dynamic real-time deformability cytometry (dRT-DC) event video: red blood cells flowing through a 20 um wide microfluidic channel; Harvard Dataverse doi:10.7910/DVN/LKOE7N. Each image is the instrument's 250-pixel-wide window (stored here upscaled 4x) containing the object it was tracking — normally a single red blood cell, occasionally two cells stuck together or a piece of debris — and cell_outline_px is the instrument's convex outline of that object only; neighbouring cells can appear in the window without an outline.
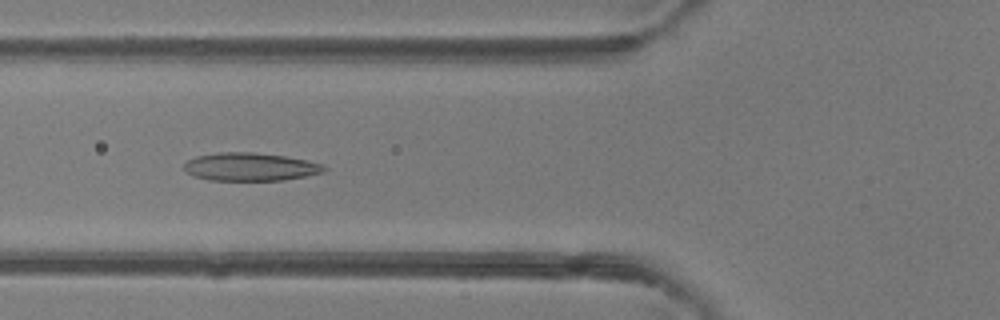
{"species": "common noctule bat (a hibernating species)", "species_latin": "Nyctalus noctula", "temperature_condition": "room temperature", "stored_images_in_passage": 48, "camera_frame_rate_fps": 3000, "um_per_image_px": 0.085, "animal": {"sex": "female"}, "frame": {"image": 1, "passage_image": 18, "time_ms": 5.667, "image_size_px": [1000, 320], "cell_outline_px": [[328, 168], [324, 172], [284, 180], [208, 180], [192, 176], [184, 168], [184, 164], [188, 160], [196, 156], [220, 152], [256, 152], [284, 156], [308, 160], [324, 164]], "centroid_in_image_um": [21.29, 14.17], "position_along_channel_um": 104.5, "area_um2": 23.0}}
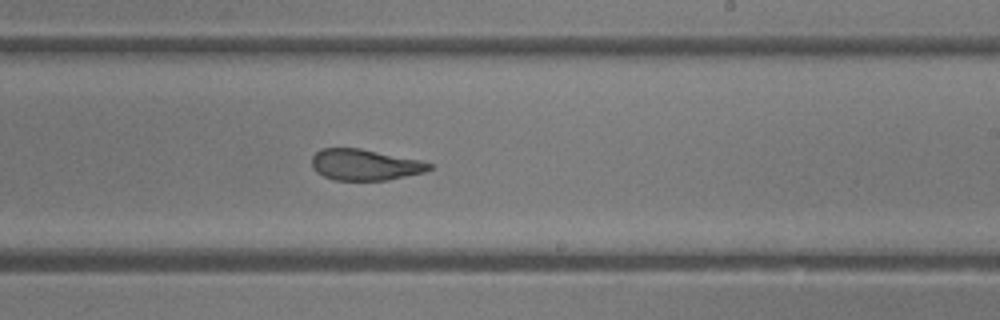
{"frame": {"image": 2, "passage_image": 29, "time_ms": 9.333, "image_size_px": [1000, 320], "cell_outline_px": [[432, 168], [424, 172], [388, 180], [332, 180], [316, 172], [312, 168], [312, 156], [320, 148], [360, 148], [420, 160], [432, 164]], "centroid_in_image_um": [30.98, 14.0], "position_along_channel_um": 258.0, "area_um2": 21.33}}
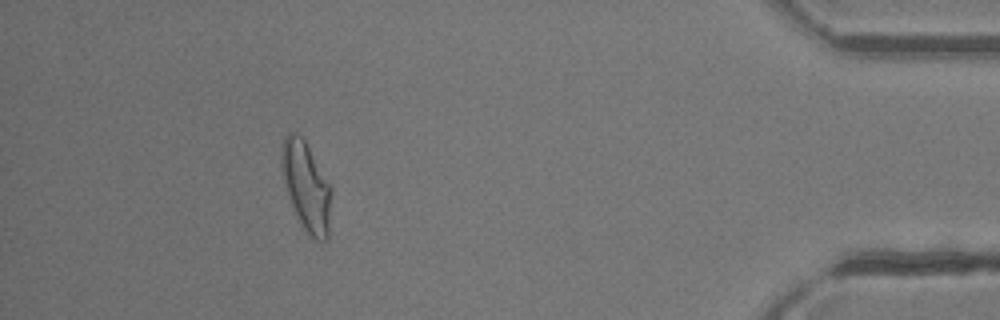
{"frame": {"image": 3, "passage_image": 44, "time_ms": 14.333, "image_size_px": [1000, 320], "cell_outline_px": [[332, 188], [328, 240], [316, 240], [304, 228], [296, 216], [284, 184], [280, 164], [280, 148], [284, 136], [288, 132], [296, 132], [304, 140], [332, 184]], "centroid_in_image_um": [26.03, 15.8], "position_along_channel_um": 409.2, "area_um2": 26.24}, "authors_computed_cell_mechanics": {"area_um2": 24.1315, "velocity_mm_per_s": 4.1872, "shape_relaxation_time_tau1_ms": null, "shape_relaxation_time_tau2_ms": 1.5089, "deformation_change_tau1": null, "deformation_change_tau2": 0.1029}}